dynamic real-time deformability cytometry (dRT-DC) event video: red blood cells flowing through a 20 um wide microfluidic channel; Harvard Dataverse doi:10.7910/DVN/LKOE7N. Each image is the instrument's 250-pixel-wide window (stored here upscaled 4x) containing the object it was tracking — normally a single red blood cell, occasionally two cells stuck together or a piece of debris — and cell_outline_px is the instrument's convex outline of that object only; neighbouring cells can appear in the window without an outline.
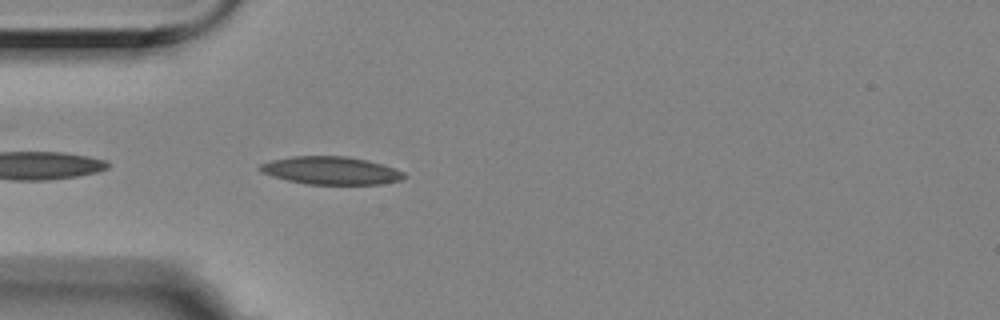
{"species": "Egyptian fruit bat (a non-hibernating species)", "species_latin": "Rousettus aegyptiacus", "temperature_condition": "room temperature", "stored_images_in_passage": 6, "camera_frame_rate_fps": 3000, "um_per_image_px": 0.085, "animal": {"sex": "female"}, "frame": {"image": 1, "passage_image": 2, "time_ms": 0.333, "image_size_px": [1000, 320], "cell_outline_px": [[408, 176], [400, 180], [384, 184], [308, 184], [288, 180], [272, 176], [260, 172], [260, 164], [272, 160], [292, 156], [348, 156], [368, 160], [384, 164], [404, 172]], "centroid_in_image_um": [28.18, 14.49], "position_along_channel_um": 56.8, "area_um2": 23.47}}